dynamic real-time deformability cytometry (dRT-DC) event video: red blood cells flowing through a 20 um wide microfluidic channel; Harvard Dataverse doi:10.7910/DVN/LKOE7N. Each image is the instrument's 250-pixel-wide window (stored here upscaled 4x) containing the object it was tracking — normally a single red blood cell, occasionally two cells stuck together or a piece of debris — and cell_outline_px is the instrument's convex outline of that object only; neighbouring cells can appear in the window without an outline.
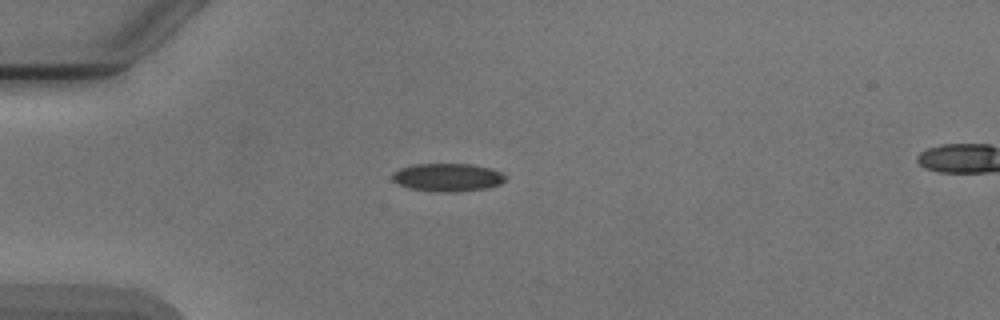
{"species": "Egyptian fruit bat (a non-hibernating species)", "species_latin": "Rousettus aegyptiacus", "temperature_condition": "cold", "stored_images_in_passage": 4, "camera_frame_rate_fps": 3000, "um_per_image_px": 0.085, "animal": {"sex": "male"}, "frame": {"image": 1, "passage_image": 2, "time_ms": 1.333, "image_size_px": [1000, 320], "cell_outline_px": [[508, 176], [500, 184], [484, 188], [452, 192], [436, 192], [408, 188], [392, 180], [392, 172], [400, 168], [412, 164], [472, 164], [492, 168]], "centroid_in_image_um": [38.03, 15.06], "position_along_channel_um": 47.0, "area_um2": 18.55}}
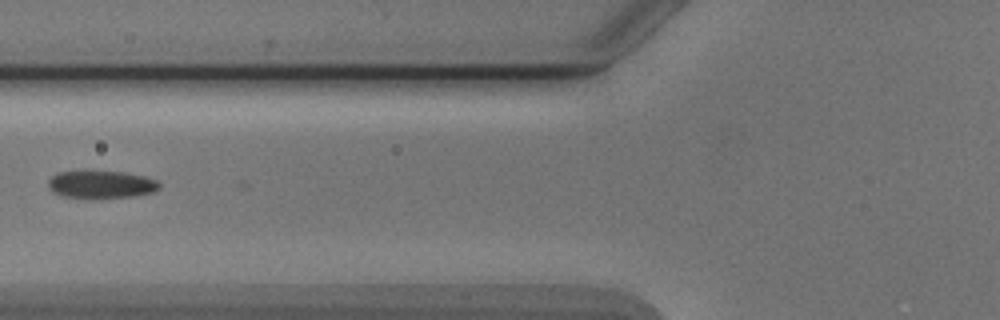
{"frame": {"image": 2, "passage_image": 4, "time_ms": 3.667, "image_size_px": [1000, 320], "cell_outline_px": [[160, 188], [152, 192], [136, 196], [96, 200], [92, 200], [60, 196], [52, 192], [48, 188], [48, 180], [52, 176], [60, 172], [84, 168], [124, 172], [144, 176], [156, 180], [160, 184]], "centroid_in_image_um": [8.53, 15.67], "position_along_channel_um": 117.3, "area_um2": 19.25}}